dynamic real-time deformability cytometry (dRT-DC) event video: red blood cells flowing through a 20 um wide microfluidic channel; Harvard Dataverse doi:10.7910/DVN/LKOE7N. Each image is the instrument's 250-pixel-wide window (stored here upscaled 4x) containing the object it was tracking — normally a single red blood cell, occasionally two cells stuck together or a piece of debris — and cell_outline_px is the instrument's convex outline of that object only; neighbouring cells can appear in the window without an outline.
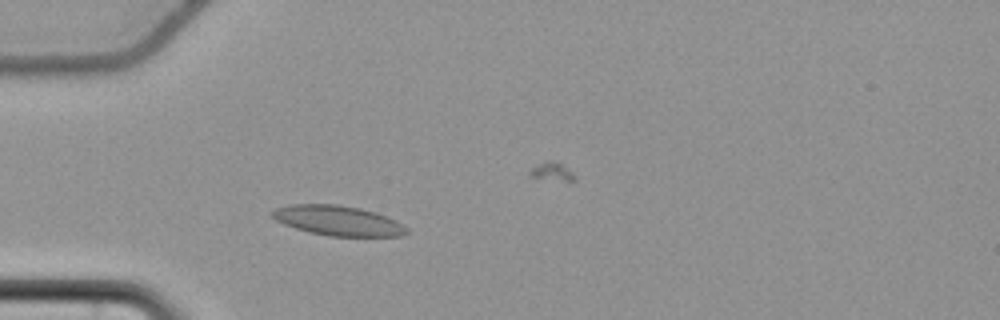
{"species": "common noctule bat (a hibernating species)", "species_latin": "Nyctalus noctula", "temperature_condition": "cold", "stored_images_in_passage": 49, "camera_frame_rate_fps": 3000, "um_per_image_px": 0.085, "animal": {"sex": "female", "body_mass_g": 22.7, "forearm_length_mm": 54.2}, "frame": {"image": 1, "passage_image": 9, "time_ms": 2.667, "image_size_px": [1000, 320], "cell_outline_px": [[412, 232], [400, 236], [328, 236], [308, 232], [284, 224], [276, 220], [268, 212], [276, 208], [292, 204], [336, 204], [360, 208], [376, 212], [396, 220], [404, 224]], "centroid_in_image_um": [28.76, 18.75], "position_along_channel_um": 56.2, "area_um2": 23.7}}
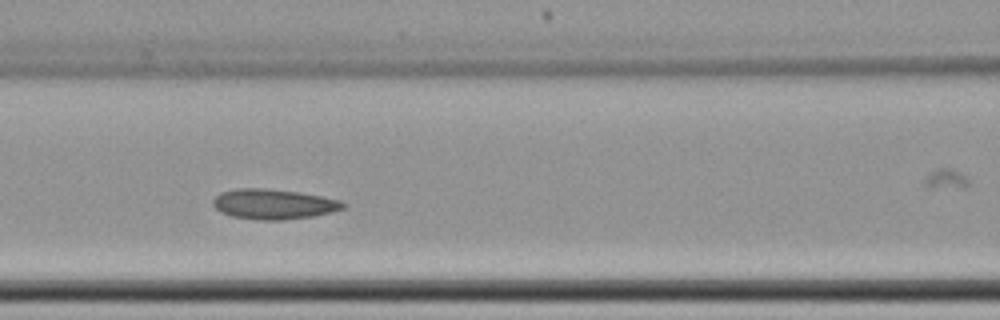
{"frame": {"image": 2, "passage_image": 17, "time_ms": 5.333, "image_size_px": [1000, 320], "cell_outline_px": [[348, 204], [344, 208], [332, 212], [312, 216], [284, 220], [256, 220], [232, 216], [220, 212], [212, 204], [212, 200], [220, 192], [236, 188], [264, 188], [300, 192], [340, 200]], "centroid_in_image_um": [23.24, 17.35], "position_along_channel_um": 143.4, "area_um2": 23.0}}
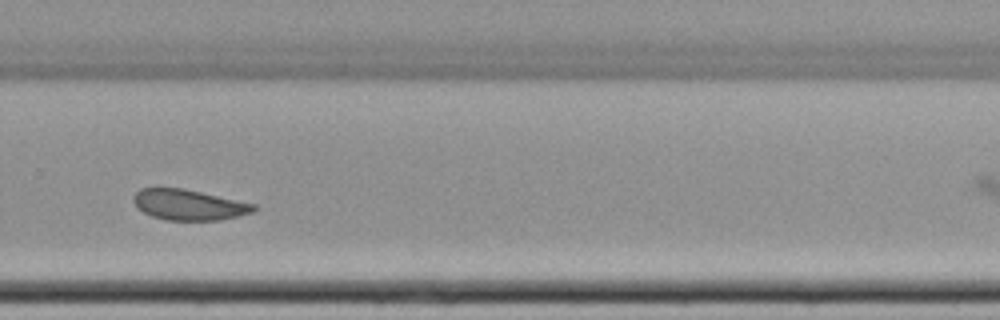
{"frame": {"image": 3, "passage_image": 31, "time_ms": 10.0, "image_size_px": [1000, 320], "cell_outline_px": [[256, 208], [252, 212], [220, 220], [168, 220], [152, 216], [144, 212], [132, 200], [132, 196], [140, 188], [180, 188], [200, 192], [256, 204]], "centroid_in_image_um": [16.03, 17.4], "position_along_channel_um": 313.8, "area_um2": 21.1}, "authors_computed_cell_mechanics": {"area_um2": 22.5998, "velocity_mm_per_s": 3.6531, "shape_relaxation_time_tau1_ms": 5.6782, "shape_relaxation_time_tau2_ms": 3.664, "deformation_change_tau1": 0.0761, "deformation_change_tau2": 0.0725}}